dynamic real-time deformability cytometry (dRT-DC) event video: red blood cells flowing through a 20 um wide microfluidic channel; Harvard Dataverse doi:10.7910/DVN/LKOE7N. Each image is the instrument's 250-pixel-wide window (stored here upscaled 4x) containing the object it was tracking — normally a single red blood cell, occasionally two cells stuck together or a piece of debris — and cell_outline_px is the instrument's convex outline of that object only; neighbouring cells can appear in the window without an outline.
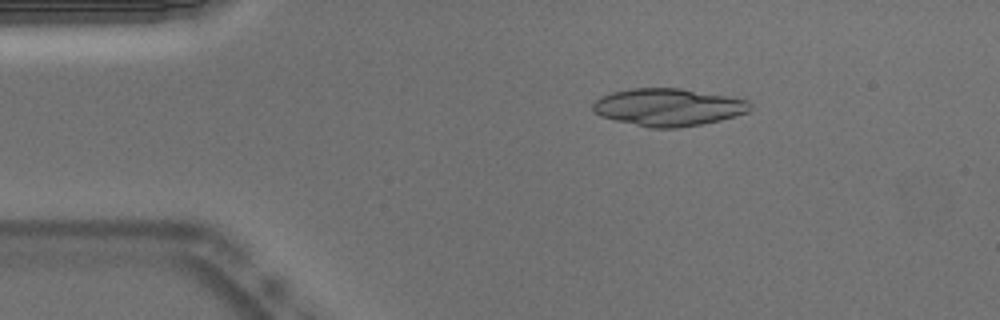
{"species": "Egyptian fruit bat (a non-hibernating species)", "species_latin": "Rousettus aegyptiacus", "temperature_condition": "warm", "stored_images_in_passage": 51, "camera_frame_rate_fps": 3000, "um_per_image_px": 0.085, "animal": {"sex": "male"}, "frame": {"image": 1, "passage_image": 8, "time_ms": 2.333, "image_size_px": [1000, 320], "cell_outline_px": [[752, 108], [748, 112], [736, 116], [720, 120], [680, 128], [648, 128], [600, 116], [592, 112], [592, 104], [600, 96], [612, 92], [632, 88], [680, 88], [748, 100], [752, 104]], "centroid_in_image_um": [56.78, 9.11], "position_along_channel_um": 28.2, "area_um2": 34.45}}